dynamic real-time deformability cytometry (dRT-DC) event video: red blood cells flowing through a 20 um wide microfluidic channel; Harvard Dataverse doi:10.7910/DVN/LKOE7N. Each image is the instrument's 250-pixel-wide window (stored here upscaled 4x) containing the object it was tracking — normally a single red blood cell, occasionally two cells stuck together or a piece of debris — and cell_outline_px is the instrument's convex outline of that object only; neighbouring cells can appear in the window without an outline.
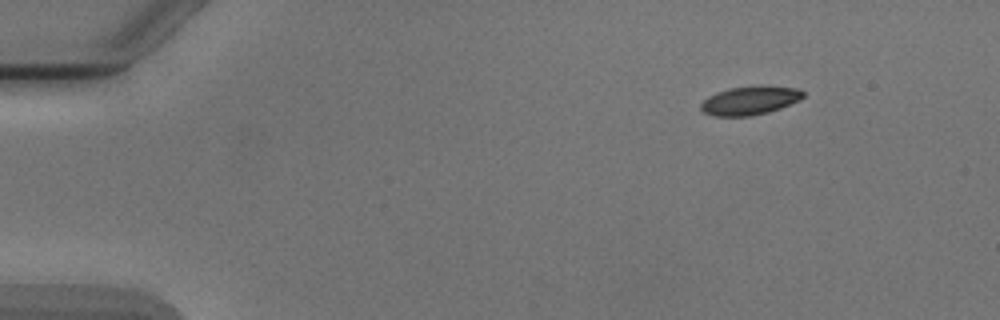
{"species": "Egyptian fruit bat (a non-hibernating species)", "species_latin": "Rousettus aegyptiacus", "temperature_condition": "cold", "stored_images_in_passage": 3, "camera_frame_rate_fps": 3000, "um_per_image_px": 0.085, "animal": {"sex": "male"}, "frame": {"image": 1, "passage_image": 1, "time_ms": 0.0, "image_size_px": [1000, 320], "cell_outline_px": [[804, 96], [800, 100], [780, 108], [768, 112], [752, 116], [712, 116], [704, 112], [700, 108], [700, 104], [708, 96], [716, 92], [728, 88], [796, 88], [804, 92]], "centroid_in_image_um": [63.68, 8.59], "position_along_channel_um": 21.3, "area_um2": 16.42}}
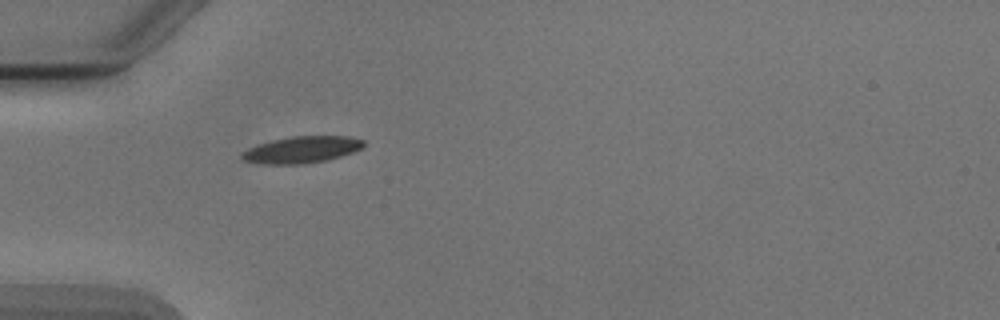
{"frame": {"image": 2, "passage_image": 3, "time_ms": 3.333, "image_size_px": [1000, 320], "cell_outline_px": [[364, 144], [360, 148], [352, 152], [328, 160], [300, 164], [260, 164], [244, 160], [240, 156], [240, 152], [248, 148], [272, 140], [292, 136], [348, 136], [364, 140]], "centroid_in_image_um": [25.61, 12.72], "position_along_channel_um": 59.4, "area_um2": 18.84}}